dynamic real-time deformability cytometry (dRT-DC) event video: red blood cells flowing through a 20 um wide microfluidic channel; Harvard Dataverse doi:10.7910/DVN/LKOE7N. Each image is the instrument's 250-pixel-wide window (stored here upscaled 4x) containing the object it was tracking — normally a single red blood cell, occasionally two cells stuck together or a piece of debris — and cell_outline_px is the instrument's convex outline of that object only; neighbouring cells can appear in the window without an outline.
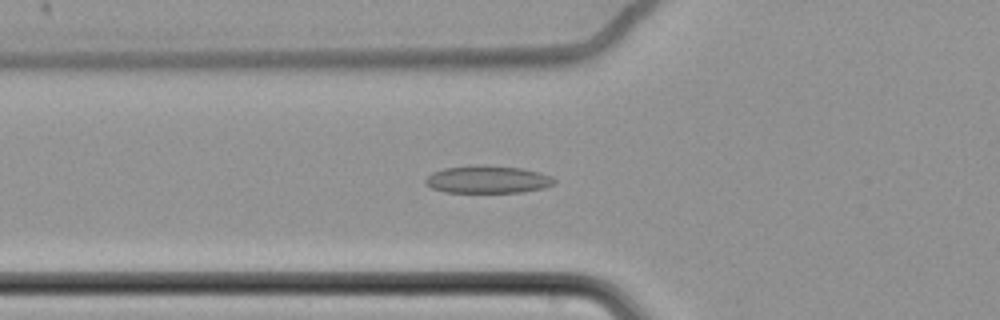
{"species": "common noctule bat (a hibernating species)", "species_latin": "Nyctalus noctula", "temperature_condition": "cold", "stored_images_in_passage": 63, "camera_frame_rate_fps": 3000, "um_per_image_px": 0.085, "animal": {"sex": "female", "body_mass_g": 22.7, "forearm_length_mm": 54.2}, "frame": {"image": 1, "passage_image": 25, "time_ms": 8.0, "image_size_px": [1000, 320], "cell_outline_px": [[556, 184], [544, 188], [520, 192], [444, 192], [432, 188], [424, 184], [424, 180], [432, 172], [444, 168], [476, 164], [520, 168], [540, 172], [552, 176], [556, 180]], "centroid_in_image_um": [41.45, 15.25], "position_along_channel_um": 84.4, "area_um2": 20.87}}
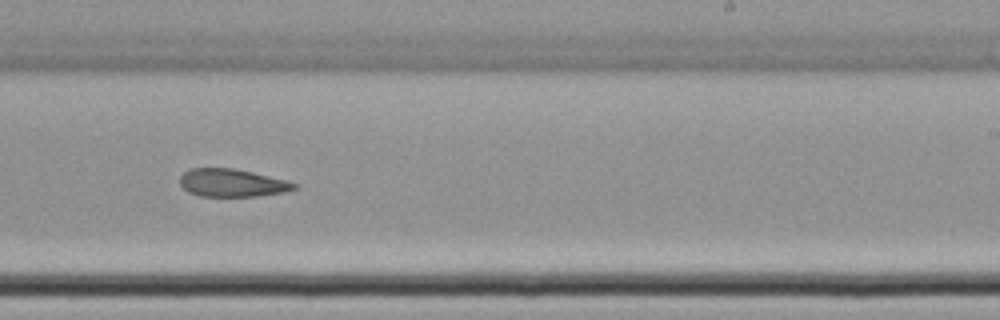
{"frame": {"image": 2, "passage_image": 41, "time_ms": 13.333, "image_size_px": [1000, 320], "cell_outline_px": [[296, 188], [284, 192], [256, 196], [200, 196], [188, 192], [180, 184], [180, 176], [184, 172], [192, 168], [232, 168], [252, 172], [288, 180], [296, 184]], "centroid_in_image_um": [19.71, 15.54], "position_along_channel_um": 269.3, "area_um2": 18.44}}
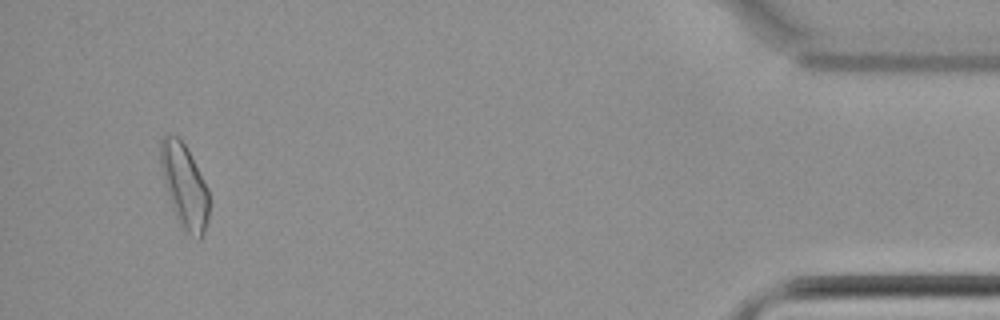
{"frame": {"image": 3, "passage_image": 60, "time_ms": 19.667, "image_size_px": [1000, 320], "cell_outline_px": [[212, 204], [208, 220], [204, 232], [200, 240], [184, 232], [180, 228], [172, 208], [164, 180], [160, 164], [160, 140], [164, 136], [176, 136], [184, 144], [208, 188]], "centroid_in_image_um": [15.71, 15.9], "position_along_channel_um": 419.5, "area_um2": 23.87}}